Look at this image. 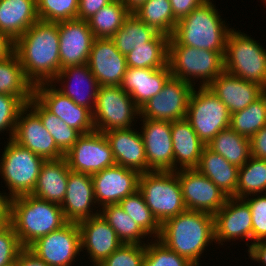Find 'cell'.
<instances>
[{
    "label": "cell",
    "mask_w": 266,
    "mask_h": 266,
    "mask_svg": "<svg viewBox=\"0 0 266 266\" xmlns=\"http://www.w3.org/2000/svg\"><path fill=\"white\" fill-rule=\"evenodd\" d=\"M10 224V220H0V232Z\"/></svg>",
    "instance_id": "obj_57"
},
{
    "label": "cell",
    "mask_w": 266,
    "mask_h": 266,
    "mask_svg": "<svg viewBox=\"0 0 266 266\" xmlns=\"http://www.w3.org/2000/svg\"><path fill=\"white\" fill-rule=\"evenodd\" d=\"M213 0H208L177 21L170 36L177 44L225 53L229 31Z\"/></svg>",
    "instance_id": "obj_4"
},
{
    "label": "cell",
    "mask_w": 266,
    "mask_h": 266,
    "mask_svg": "<svg viewBox=\"0 0 266 266\" xmlns=\"http://www.w3.org/2000/svg\"><path fill=\"white\" fill-rule=\"evenodd\" d=\"M170 77L169 65L157 69L127 67L120 87L132 97L140 109L162 90Z\"/></svg>",
    "instance_id": "obj_27"
},
{
    "label": "cell",
    "mask_w": 266,
    "mask_h": 266,
    "mask_svg": "<svg viewBox=\"0 0 266 266\" xmlns=\"http://www.w3.org/2000/svg\"><path fill=\"white\" fill-rule=\"evenodd\" d=\"M131 14L121 0H113L87 20L95 38H111Z\"/></svg>",
    "instance_id": "obj_38"
},
{
    "label": "cell",
    "mask_w": 266,
    "mask_h": 266,
    "mask_svg": "<svg viewBox=\"0 0 266 266\" xmlns=\"http://www.w3.org/2000/svg\"><path fill=\"white\" fill-rule=\"evenodd\" d=\"M64 157L71 171L88 175L116 165L106 136L97 130L81 134Z\"/></svg>",
    "instance_id": "obj_12"
},
{
    "label": "cell",
    "mask_w": 266,
    "mask_h": 266,
    "mask_svg": "<svg viewBox=\"0 0 266 266\" xmlns=\"http://www.w3.org/2000/svg\"><path fill=\"white\" fill-rule=\"evenodd\" d=\"M207 147L237 167L245 165L251 157L250 138L238 134L231 128L220 131Z\"/></svg>",
    "instance_id": "obj_33"
},
{
    "label": "cell",
    "mask_w": 266,
    "mask_h": 266,
    "mask_svg": "<svg viewBox=\"0 0 266 266\" xmlns=\"http://www.w3.org/2000/svg\"><path fill=\"white\" fill-rule=\"evenodd\" d=\"M99 214L114 229L123 244L146 245L150 241V237L124 212L119 204L104 206L100 208ZM145 237L149 239L144 241Z\"/></svg>",
    "instance_id": "obj_37"
},
{
    "label": "cell",
    "mask_w": 266,
    "mask_h": 266,
    "mask_svg": "<svg viewBox=\"0 0 266 266\" xmlns=\"http://www.w3.org/2000/svg\"><path fill=\"white\" fill-rule=\"evenodd\" d=\"M140 173L134 169L114 165L92 175L94 197L100 208L118 204L138 190Z\"/></svg>",
    "instance_id": "obj_18"
},
{
    "label": "cell",
    "mask_w": 266,
    "mask_h": 266,
    "mask_svg": "<svg viewBox=\"0 0 266 266\" xmlns=\"http://www.w3.org/2000/svg\"><path fill=\"white\" fill-rule=\"evenodd\" d=\"M142 266H194L186 258L167 248L158 239H150L145 245Z\"/></svg>",
    "instance_id": "obj_44"
},
{
    "label": "cell",
    "mask_w": 266,
    "mask_h": 266,
    "mask_svg": "<svg viewBox=\"0 0 266 266\" xmlns=\"http://www.w3.org/2000/svg\"><path fill=\"white\" fill-rule=\"evenodd\" d=\"M140 121L148 167L152 171H174L171 122L152 119Z\"/></svg>",
    "instance_id": "obj_20"
},
{
    "label": "cell",
    "mask_w": 266,
    "mask_h": 266,
    "mask_svg": "<svg viewBox=\"0 0 266 266\" xmlns=\"http://www.w3.org/2000/svg\"><path fill=\"white\" fill-rule=\"evenodd\" d=\"M224 54L168 42V65L171 76L196 87H207L224 69Z\"/></svg>",
    "instance_id": "obj_5"
},
{
    "label": "cell",
    "mask_w": 266,
    "mask_h": 266,
    "mask_svg": "<svg viewBox=\"0 0 266 266\" xmlns=\"http://www.w3.org/2000/svg\"><path fill=\"white\" fill-rule=\"evenodd\" d=\"M50 83L59 85L56 89L76 104L94 111L99 84L88 64L66 66Z\"/></svg>",
    "instance_id": "obj_24"
},
{
    "label": "cell",
    "mask_w": 266,
    "mask_h": 266,
    "mask_svg": "<svg viewBox=\"0 0 266 266\" xmlns=\"http://www.w3.org/2000/svg\"><path fill=\"white\" fill-rule=\"evenodd\" d=\"M133 14L148 26L169 37L172 35L178 21L174 17L169 0H147Z\"/></svg>",
    "instance_id": "obj_39"
},
{
    "label": "cell",
    "mask_w": 266,
    "mask_h": 266,
    "mask_svg": "<svg viewBox=\"0 0 266 266\" xmlns=\"http://www.w3.org/2000/svg\"><path fill=\"white\" fill-rule=\"evenodd\" d=\"M96 205L92 175L70 171L66 195L61 204L66 221L79 223L99 215L100 208Z\"/></svg>",
    "instance_id": "obj_23"
},
{
    "label": "cell",
    "mask_w": 266,
    "mask_h": 266,
    "mask_svg": "<svg viewBox=\"0 0 266 266\" xmlns=\"http://www.w3.org/2000/svg\"><path fill=\"white\" fill-rule=\"evenodd\" d=\"M112 1L113 0H79L77 18L87 21L97 11Z\"/></svg>",
    "instance_id": "obj_49"
},
{
    "label": "cell",
    "mask_w": 266,
    "mask_h": 266,
    "mask_svg": "<svg viewBox=\"0 0 266 266\" xmlns=\"http://www.w3.org/2000/svg\"><path fill=\"white\" fill-rule=\"evenodd\" d=\"M195 169L208 177L225 195L236 198L239 167L205 146Z\"/></svg>",
    "instance_id": "obj_31"
},
{
    "label": "cell",
    "mask_w": 266,
    "mask_h": 266,
    "mask_svg": "<svg viewBox=\"0 0 266 266\" xmlns=\"http://www.w3.org/2000/svg\"><path fill=\"white\" fill-rule=\"evenodd\" d=\"M58 23L60 70L88 63L95 36L88 22L70 19Z\"/></svg>",
    "instance_id": "obj_19"
},
{
    "label": "cell",
    "mask_w": 266,
    "mask_h": 266,
    "mask_svg": "<svg viewBox=\"0 0 266 266\" xmlns=\"http://www.w3.org/2000/svg\"><path fill=\"white\" fill-rule=\"evenodd\" d=\"M145 245L122 244L98 266H142Z\"/></svg>",
    "instance_id": "obj_46"
},
{
    "label": "cell",
    "mask_w": 266,
    "mask_h": 266,
    "mask_svg": "<svg viewBox=\"0 0 266 266\" xmlns=\"http://www.w3.org/2000/svg\"><path fill=\"white\" fill-rule=\"evenodd\" d=\"M169 36L159 33L153 40L126 55L127 67L157 69L168 65Z\"/></svg>",
    "instance_id": "obj_35"
},
{
    "label": "cell",
    "mask_w": 266,
    "mask_h": 266,
    "mask_svg": "<svg viewBox=\"0 0 266 266\" xmlns=\"http://www.w3.org/2000/svg\"><path fill=\"white\" fill-rule=\"evenodd\" d=\"M266 193V160L253 156L239 167L236 198L244 199L254 194Z\"/></svg>",
    "instance_id": "obj_41"
},
{
    "label": "cell",
    "mask_w": 266,
    "mask_h": 266,
    "mask_svg": "<svg viewBox=\"0 0 266 266\" xmlns=\"http://www.w3.org/2000/svg\"><path fill=\"white\" fill-rule=\"evenodd\" d=\"M25 106L19 97L0 93V134L7 131L12 139L18 114Z\"/></svg>",
    "instance_id": "obj_47"
},
{
    "label": "cell",
    "mask_w": 266,
    "mask_h": 266,
    "mask_svg": "<svg viewBox=\"0 0 266 266\" xmlns=\"http://www.w3.org/2000/svg\"><path fill=\"white\" fill-rule=\"evenodd\" d=\"M193 88L188 82L171 76L162 90L140 108L139 119L173 122L186 118Z\"/></svg>",
    "instance_id": "obj_13"
},
{
    "label": "cell",
    "mask_w": 266,
    "mask_h": 266,
    "mask_svg": "<svg viewBox=\"0 0 266 266\" xmlns=\"http://www.w3.org/2000/svg\"><path fill=\"white\" fill-rule=\"evenodd\" d=\"M139 116L140 109L120 86H99L93 111L95 130L105 133L131 128Z\"/></svg>",
    "instance_id": "obj_10"
},
{
    "label": "cell",
    "mask_w": 266,
    "mask_h": 266,
    "mask_svg": "<svg viewBox=\"0 0 266 266\" xmlns=\"http://www.w3.org/2000/svg\"><path fill=\"white\" fill-rule=\"evenodd\" d=\"M158 34L159 32L155 28L148 26L135 14L131 13L111 39L114 41L117 50L126 56L134 48L146 45Z\"/></svg>",
    "instance_id": "obj_34"
},
{
    "label": "cell",
    "mask_w": 266,
    "mask_h": 266,
    "mask_svg": "<svg viewBox=\"0 0 266 266\" xmlns=\"http://www.w3.org/2000/svg\"><path fill=\"white\" fill-rule=\"evenodd\" d=\"M40 21L61 22L76 19L79 0H36Z\"/></svg>",
    "instance_id": "obj_43"
},
{
    "label": "cell",
    "mask_w": 266,
    "mask_h": 266,
    "mask_svg": "<svg viewBox=\"0 0 266 266\" xmlns=\"http://www.w3.org/2000/svg\"><path fill=\"white\" fill-rule=\"evenodd\" d=\"M213 218L215 244L225 245L227 241L233 243L241 239L239 241L242 242L244 239L247 249L252 245V214L243 199L228 197Z\"/></svg>",
    "instance_id": "obj_15"
},
{
    "label": "cell",
    "mask_w": 266,
    "mask_h": 266,
    "mask_svg": "<svg viewBox=\"0 0 266 266\" xmlns=\"http://www.w3.org/2000/svg\"><path fill=\"white\" fill-rule=\"evenodd\" d=\"M67 223L60 205L31 194L11 198L10 225L23 248Z\"/></svg>",
    "instance_id": "obj_3"
},
{
    "label": "cell",
    "mask_w": 266,
    "mask_h": 266,
    "mask_svg": "<svg viewBox=\"0 0 266 266\" xmlns=\"http://www.w3.org/2000/svg\"><path fill=\"white\" fill-rule=\"evenodd\" d=\"M174 17L177 20L187 16L192 10L208 0H169Z\"/></svg>",
    "instance_id": "obj_50"
},
{
    "label": "cell",
    "mask_w": 266,
    "mask_h": 266,
    "mask_svg": "<svg viewBox=\"0 0 266 266\" xmlns=\"http://www.w3.org/2000/svg\"><path fill=\"white\" fill-rule=\"evenodd\" d=\"M10 203L8 193L0 191V220H10Z\"/></svg>",
    "instance_id": "obj_55"
},
{
    "label": "cell",
    "mask_w": 266,
    "mask_h": 266,
    "mask_svg": "<svg viewBox=\"0 0 266 266\" xmlns=\"http://www.w3.org/2000/svg\"><path fill=\"white\" fill-rule=\"evenodd\" d=\"M58 23L38 21L14 41V53L34 85L50 83L60 71Z\"/></svg>",
    "instance_id": "obj_1"
},
{
    "label": "cell",
    "mask_w": 266,
    "mask_h": 266,
    "mask_svg": "<svg viewBox=\"0 0 266 266\" xmlns=\"http://www.w3.org/2000/svg\"><path fill=\"white\" fill-rule=\"evenodd\" d=\"M118 204L151 239H158L161 232V224L146 205L139 190L126 196Z\"/></svg>",
    "instance_id": "obj_42"
},
{
    "label": "cell",
    "mask_w": 266,
    "mask_h": 266,
    "mask_svg": "<svg viewBox=\"0 0 266 266\" xmlns=\"http://www.w3.org/2000/svg\"><path fill=\"white\" fill-rule=\"evenodd\" d=\"M0 156V176L10 198L31 194L36 186L45 159L7 138Z\"/></svg>",
    "instance_id": "obj_8"
},
{
    "label": "cell",
    "mask_w": 266,
    "mask_h": 266,
    "mask_svg": "<svg viewBox=\"0 0 266 266\" xmlns=\"http://www.w3.org/2000/svg\"><path fill=\"white\" fill-rule=\"evenodd\" d=\"M243 200L252 214V244L266 240V193L250 195Z\"/></svg>",
    "instance_id": "obj_45"
},
{
    "label": "cell",
    "mask_w": 266,
    "mask_h": 266,
    "mask_svg": "<svg viewBox=\"0 0 266 266\" xmlns=\"http://www.w3.org/2000/svg\"><path fill=\"white\" fill-rule=\"evenodd\" d=\"M34 96L55 116L63 120L69 127L80 134L95 130L93 112L76 104L65 96L52 83H41L34 86Z\"/></svg>",
    "instance_id": "obj_16"
},
{
    "label": "cell",
    "mask_w": 266,
    "mask_h": 266,
    "mask_svg": "<svg viewBox=\"0 0 266 266\" xmlns=\"http://www.w3.org/2000/svg\"><path fill=\"white\" fill-rule=\"evenodd\" d=\"M251 156L266 160V125L250 138Z\"/></svg>",
    "instance_id": "obj_51"
},
{
    "label": "cell",
    "mask_w": 266,
    "mask_h": 266,
    "mask_svg": "<svg viewBox=\"0 0 266 266\" xmlns=\"http://www.w3.org/2000/svg\"><path fill=\"white\" fill-rule=\"evenodd\" d=\"M70 171L65 157L45 160L31 195L61 206L66 195Z\"/></svg>",
    "instance_id": "obj_29"
},
{
    "label": "cell",
    "mask_w": 266,
    "mask_h": 266,
    "mask_svg": "<svg viewBox=\"0 0 266 266\" xmlns=\"http://www.w3.org/2000/svg\"><path fill=\"white\" fill-rule=\"evenodd\" d=\"M27 105L40 117L43 126L53 137L57 147L66 154L81 134L50 112L35 96Z\"/></svg>",
    "instance_id": "obj_36"
},
{
    "label": "cell",
    "mask_w": 266,
    "mask_h": 266,
    "mask_svg": "<svg viewBox=\"0 0 266 266\" xmlns=\"http://www.w3.org/2000/svg\"><path fill=\"white\" fill-rule=\"evenodd\" d=\"M175 173L178 176L187 210L214 215L224 206L228 196L208 177L200 174L196 169H182Z\"/></svg>",
    "instance_id": "obj_14"
},
{
    "label": "cell",
    "mask_w": 266,
    "mask_h": 266,
    "mask_svg": "<svg viewBox=\"0 0 266 266\" xmlns=\"http://www.w3.org/2000/svg\"><path fill=\"white\" fill-rule=\"evenodd\" d=\"M27 249L48 266H74L81 254L78 223L67 222L60 229L37 239Z\"/></svg>",
    "instance_id": "obj_11"
},
{
    "label": "cell",
    "mask_w": 266,
    "mask_h": 266,
    "mask_svg": "<svg viewBox=\"0 0 266 266\" xmlns=\"http://www.w3.org/2000/svg\"><path fill=\"white\" fill-rule=\"evenodd\" d=\"M18 266H48V265L43 260L37 258L27 248H24L18 255Z\"/></svg>",
    "instance_id": "obj_53"
},
{
    "label": "cell",
    "mask_w": 266,
    "mask_h": 266,
    "mask_svg": "<svg viewBox=\"0 0 266 266\" xmlns=\"http://www.w3.org/2000/svg\"><path fill=\"white\" fill-rule=\"evenodd\" d=\"M158 240L194 266H199L207 247L215 243L213 215L186 210L161 224Z\"/></svg>",
    "instance_id": "obj_2"
},
{
    "label": "cell",
    "mask_w": 266,
    "mask_h": 266,
    "mask_svg": "<svg viewBox=\"0 0 266 266\" xmlns=\"http://www.w3.org/2000/svg\"><path fill=\"white\" fill-rule=\"evenodd\" d=\"M17 234L12 226L8 224L0 232V266L7 265L15 260L23 250Z\"/></svg>",
    "instance_id": "obj_48"
},
{
    "label": "cell",
    "mask_w": 266,
    "mask_h": 266,
    "mask_svg": "<svg viewBox=\"0 0 266 266\" xmlns=\"http://www.w3.org/2000/svg\"><path fill=\"white\" fill-rule=\"evenodd\" d=\"M80 230L81 252L87 253L91 266H98L123 243L114 229L97 215L78 223Z\"/></svg>",
    "instance_id": "obj_22"
},
{
    "label": "cell",
    "mask_w": 266,
    "mask_h": 266,
    "mask_svg": "<svg viewBox=\"0 0 266 266\" xmlns=\"http://www.w3.org/2000/svg\"><path fill=\"white\" fill-rule=\"evenodd\" d=\"M258 42L232 27L226 40L224 69L266 89V49Z\"/></svg>",
    "instance_id": "obj_6"
},
{
    "label": "cell",
    "mask_w": 266,
    "mask_h": 266,
    "mask_svg": "<svg viewBox=\"0 0 266 266\" xmlns=\"http://www.w3.org/2000/svg\"><path fill=\"white\" fill-rule=\"evenodd\" d=\"M265 125L266 92L245 109L231 114L230 128L247 138H251Z\"/></svg>",
    "instance_id": "obj_40"
},
{
    "label": "cell",
    "mask_w": 266,
    "mask_h": 266,
    "mask_svg": "<svg viewBox=\"0 0 266 266\" xmlns=\"http://www.w3.org/2000/svg\"><path fill=\"white\" fill-rule=\"evenodd\" d=\"M171 135L174 171L195 169L205 145L191 127L190 122L186 118L171 122Z\"/></svg>",
    "instance_id": "obj_28"
},
{
    "label": "cell",
    "mask_w": 266,
    "mask_h": 266,
    "mask_svg": "<svg viewBox=\"0 0 266 266\" xmlns=\"http://www.w3.org/2000/svg\"><path fill=\"white\" fill-rule=\"evenodd\" d=\"M12 140L45 160L65 156L43 126L40 117L28 105L18 114Z\"/></svg>",
    "instance_id": "obj_17"
},
{
    "label": "cell",
    "mask_w": 266,
    "mask_h": 266,
    "mask_svg": "<svg viewBox=\"0 0 266 266\" xmlns=\"http://www.w3.org/2000/svg\"><path fill=\"white\" fill-rule=\"evenodd\" d=\"M0 93L17 96L26 105L34 96V85L26 78L15 53L0 60Z\"/></svg>",
    "instance_id": "obj_32"
},
{
    "label": "cell",
    "mask_w": 266,
    "mask_h": 266,
    "mask_svg": "<svg viewBox=\"0 0 266 266\" xmlns=\"http://www.w3.org/2000/svg\"><path fill=\"white\" fill-rule=\"evenodd\" d=\"M38 21L36 0H0V32L13 41Z\"/></svg>",
    "instance_id": "obj_30"
},
{
    "label": "cell",
    "mask_w": 266,
    "mask_h": 266,
    "mask_svg": "<svg viewBox=\"0 0 266 266\" xmlns=\"http://www.w3.org/2000/svg\"><path fill=\"white\" fill-rule=\"evenodd\" d=\"M138 190L160 224L187 210L175 171L140 173Z\"/></svg>",
    "instance_id": "obj_7"
},
{
    "label": "cell",
    "mask_w": 266,
    "mask_h": 266,
    "mask_svg": "<svg viewBox=\"0 0 266 266\" xmlns=\"http://www.w3.org/2000/svg\"><path fill=\"white\" fill-rule=\"evenodd\" d=\"M230 118L227 106L208 87L193 88L186 119L205 146L220 131L230 128Z\"/></svg>",
    "instance_id": "obj_9"
},
{
    "label": "cell",
    "mask_w": 266,
    "mask_h": 266,
    "mask_svg": "<svg viewBox=\"0 0 266 266\" xmlns=\"http://www.w3.org/2000/svg\"><path fill=\"white\" fill-rule=\"evenodd\" d=\"M87 64L99 86H120L127 69L126 56L111 38H95Z\"/></svg>",
    "instance_id": "obj_21"
},
{
    "label": "cell",
    "mask_w": 266,
    "mask_h": 266,
    "mask_svg": "<svg viewBox=\"0 0 266 266\" xmlns=\"http://www.w3.org/2000/svg\"><path fill=\"white\" fill-rule=\"evenodd\" d=\"M127 9L133 13L137 10L142 4H144L147 0H121Z\"/></svg>",
    "instance_id": "obj_56"
},
{
    "label": "cell",
    "mask_w": 266,
    "mask_h": 266,
    "mask_svg": "<svg viewBox=\"0 0 266 266\" xmlns=\"http://www.w3.org/2000/svg\"><path fill=\"white\" fill-rule=\"evenodd\" d=\"M113 152L116 165L134 169L139 173L151 172L139 130L134 127L104 133Z\"/></svg>",
    "instance_id": "obj_26"
},
{
    "label": "cell",
    "mask_w": 266,
    "mask_h": 266,
    "mask_svg": "<svg viewBox=\"0 0 266 266\" xmlns=\"http://www.w3.org/2000/svg\"><path fill=\"white\" fill-rule=\"evenodd\" d=\"M4 266H18V257H17V260L7 264V265H4Z\"/></svg>",
    "instance_id": "obj_58"
},
{
    "label": "cell",
    "mask_w": 266,
    "mask_h": 266,
    "mask_svg": "<svg viewBox=\"0 0 266 266\" xmlns=\"http://www.w3.org/2000/svg\"><path fill=\"white\" fill-rule=\"evenodd\" d=\"M14 53V41L5 33L0 32V60Z\"/></svg>",
    "instance_id": "obj_54"
},
{
    "label": "cell",
    "mask_w": 266,
    "mask_h": 266,
    "mask_svg": "<svg viewBox=\"0 0 266 266\" xmlns=\"http://www.w3.org/2000/svg\"><path fill=\"white\" fill-rule=\"evenodd\" d=\"M247 251V256H249L253 262L255 261L261 266H266V240L253 243Z\"/></svg>",
    "instance_id": "obj_52"
},
{
    "label": "cell",
    "mask_w": 266,
    "mask_h": 266,
    "mask_svg": "<svg viewBox=\"0 0 266 266\" xmlns=\"http://www.w3.org/2000/svg\"><path fill=\"white\" fill-rule=\"evenodd\" d=\"M228 108L230 114L245 109L261 97L266 89L223 71L207 86Z\"/></svg>",
    "instance_id": "obj_25"
}]
</instances>
